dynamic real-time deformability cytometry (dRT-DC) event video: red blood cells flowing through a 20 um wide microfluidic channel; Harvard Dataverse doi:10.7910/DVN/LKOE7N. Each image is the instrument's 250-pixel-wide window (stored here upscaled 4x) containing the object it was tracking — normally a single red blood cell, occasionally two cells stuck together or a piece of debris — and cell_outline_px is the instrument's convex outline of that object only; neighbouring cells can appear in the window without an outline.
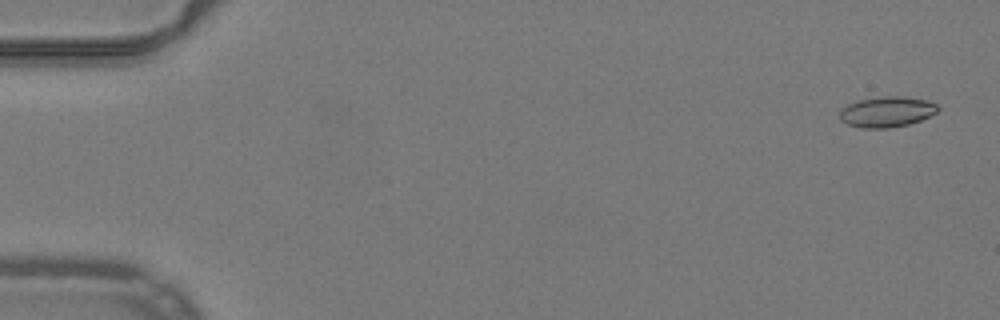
{"species": "common noctule bat (a hibernating species)", "species_latin": "Nyctalus noctula", "temperature_condition": "warm", "stored_images_in_passage": 53, "camera_frame_rate_fps": 3000, "um_per_image_px": 0.085, "animal": {"sex": "male", "body_mass_g": 19.2, "forearm_length_mm": 51.8}, "frame": {"image": 1, "passage_image": 3, "time_ms": 0.667, "image_size_px": [1000, 320], "cell_outline_px": [[940, 108], [936, 112], [920, 120], [908, 124], [888, 128], [860, 128], [848, 124], [840, 120], [840, 108], [848, 104], [860, 100], [884, 96], [900, 96], [928, 100], [936, 104]], "centroid_in_image_um": [75.36, 9.5], "position_along_channel_um": 9.6, "area_um2": 17.4}}
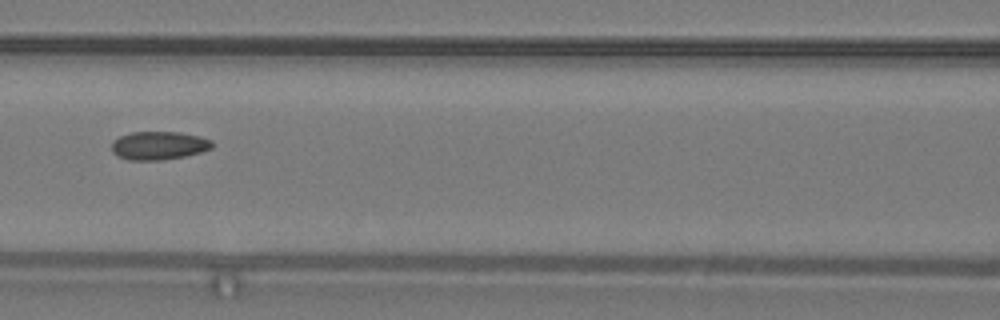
{"frame": {"image": 2, "passage_image": 25, "time_ms": 8.0, "image_size_px": [1000, 320], "cell_outline_px": [[212, 148], [200, 152], [184, 156], [160, 160], [128, 160], [116, 156], [112, 152], [112, 140], [120, 136], [132, 132], [180, 132], [200, 136], [212, 140]], "centroid_in_image_um": [13.47, 12.37], "position_along_channel_um": 153.1, "area_um2": 16.65}}
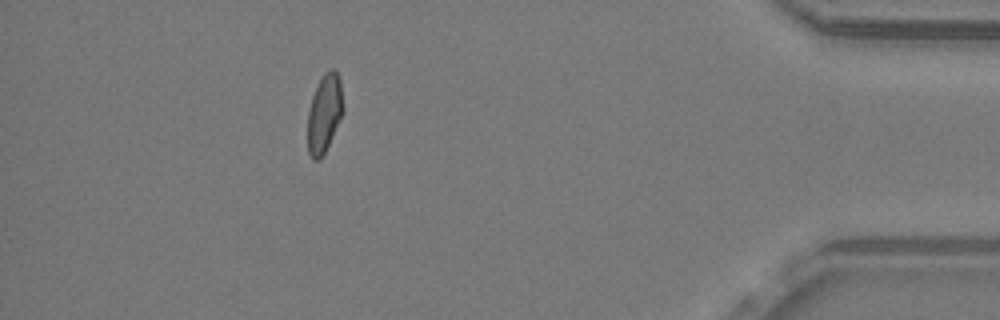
{"frame": {"image": 3, "passage_image": 48, "time_ms": 15.667, "image_size_px": [1000, 320], "cell_outline_px": [[344, 112], [320, 160], [312, 160], [308, 152], [308, 112], [312, 96], [324, 72], [332, 68], [340, 76], [344, 108]], "centroid_in_image_um": [27.58, 9.62], "position_along_channel_um": 407.6, "area_um2": 16.18}, "authors_computed_cell_mechanics": {"area_um2": 16.762, "velocity_mm_per_s": 4.0001, "shape_relaxation_time_tau1_ms": null, "shape_relaxation_time_tau2_ms": 2.1158, "deformation_change_tau1": null, "deformation_change_tau2": 0.0727}}